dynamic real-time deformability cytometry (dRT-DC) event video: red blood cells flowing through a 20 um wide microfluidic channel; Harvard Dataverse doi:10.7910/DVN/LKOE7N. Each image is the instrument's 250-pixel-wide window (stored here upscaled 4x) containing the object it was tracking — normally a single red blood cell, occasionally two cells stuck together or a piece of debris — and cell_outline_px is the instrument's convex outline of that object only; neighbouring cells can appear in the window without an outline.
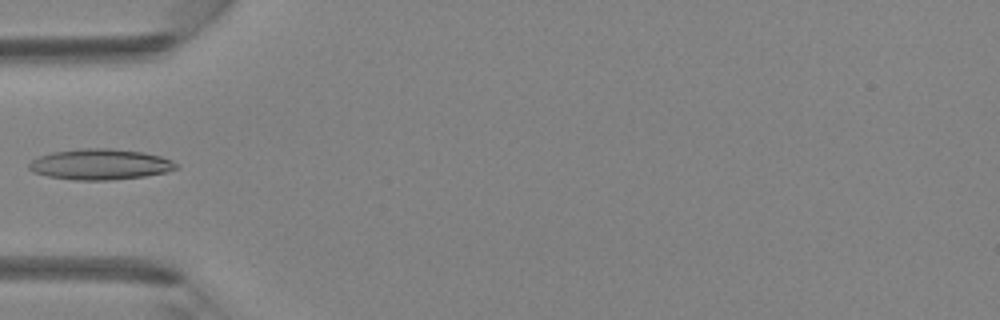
{"species": "Egyptian fruit bat (a non-hibernating species)", "species_latin": "Rousettus aegyptiacus", "temperature_condition": "room temperature", "stored_images_in_passage": 4, "camera_frame_rate_fps": 3000, "um_per_image_px": 0.085, "animal": {"sex": "female"}, "frame": {"image": 1, "passage_image": 4, "time_ms": 1.0, "image_size_px": [1000, 320], "cell_outline_px": [[180, 168], [168, 172], [144, 176], [108, 180], [76, 180], [48, 176], [32, 172], [28, 168], [28, 164], [32, 160], [40, 156], [52, 152], [80, 148], [112, 148], [144, 152], [160, 156], [172, 160], [180, 164]], "centroid_in_image_um": [8.56, 13.96], "position_along_channel_um": 76.4, "area_um2": 26.59}}